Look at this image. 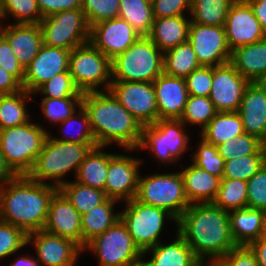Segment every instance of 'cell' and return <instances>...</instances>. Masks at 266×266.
Listing matches in <instances>:
<instances>
[{"label":"cell","instance_id":"1","mask_svg":"<svg viewBox=\"0 0 266 266\" xmlns=\"http://www.w3.org/2000/svg\"><path fill=\"white\" fill-rule=\"evenodd\" d=\"M176 226L200 261L219 262L236 246L230 232L229 212L213 203L191 204Z\"/></svg>","mask_w":266,"mask_h":266},{"label":"cell","instance_id":"2","mask_svg":"<svg viewBox=\"0 0 266 266\" xmlns=\"http://www.w3.org/2000/svg\"><path fill=\"white\" fill-rule=\"evenodd\" d=\"M58 188L17 175L0 186V221L21 229L26 235L43 230L49 203Z\"/></svg>","mask_w":266,"mask_h":266},{"label":"cell","instance_id":"3","mask_svg":"<svg viewBox=\"0 0 266 266\" xmlns=\"http://www.w3.org/2000/svg\"><path fill=\"white\" fill-rule=\"evenodd\" d=\"M82 107L97 146L107 147L116 142L125 152L137 149L142 126L109 90L83 93Z\"/></svg>","mask_w":266,"mask_h":266},{"label":"cell","instance_id":"4","mask_svg":"<svg viewBox=\"0 0 266 266\" xmlns=\"http://www.w3.org/2000/svg\"><path fill=\"white\" fill-rule=\"evenodd\" d=\"M95 147L97 144L57 141L49 132L42 150L27 176L34 181L51 184L59 189L67 182L63 179L64 176L71 170L76 176L80 164ZM47 180L53 182L49 183Z\"/></svg>","mask_w":266,"mask_h":266},{"label":"cell","instance_id":"5","mask_svg":"<svg viewBox=\"0 0 266 266\" xmlns=\"http://www.w3.org/2000/svg\"><path fill=\"white\" fill-rule=\"evenodd\" d=\"M164 53L148 38L140 37L111 61L112 81L153 82L164 72Z\"/></svg>","mask_w":266,"mask_h":266},{"label":"cell","instance_id":"6","mask_svg":"<svg viewBox=\"0 0 266 266\" xmlns=\"http://www.w3.org/2000/svg\"><path fill=\"white\" fill-rule=\"evenodd\" d=\"M48 134L44 126L33 121L0 130V149L17 175H27L33 168Z\"/></svg>","mask_w":266,"mask_h":266},{"label":"cell","instance_id":"7","mask_svg":"<svg viewBox=\"0 0 266 266\" xmlns=\"http://www.w3.org/2000/svg\"><path fill=\"white\" fill-rule=\"evenodd\" d=\"M141 176L140 174L135 199L143 204L162 208L178 220L190 206L180 171Z\"/></svg>","mask_w":266,"mask_h":266},{"label":"cell","instance_id":"8","mask_svg":"<svg viewBox=\"0 0 266 266\" xmlns=\"http://www.w3.org/2000/svg\"><path fill=\"white\" fill-rule=\"evenodd\" d=\"M69 72L81 93L106 91L112 83L111 60L90 42L71 50Z\"/></svg>","mask_w":266,"mask_h":266},{"label":"cell","instance_id":"9","mask_svg":"<svg viewBox=\"0 0 266 266\" xmlns=\"http://www.w3.org/2000/svg\"><path fill=\"white\" fill-rule=\"evenodd\" d=\"M82 250L93 252L99 266H141L142 258H145L121 218Z\"/></svg>","mask_w":266,"mask_h":266},{"label":"cell","instance_id":"10","mask_svg":"<svg viewBox=\"0 0 266 266\" xmlns=\"http://www.w3.org/2000/svg\"><path fill=\"white\" fill-rule=\"evenodd\" d=\"M187 127L180 119H162L143 126L136 150L149 149L153 158L163 163H176L188 148Z\"/></svg>","mask_w":266,"mask_h":266},{"label":"cell","instance_id":"11","mask_svg":"<svg viewBox=\"0 0 266 266\" xmlns=\"http://www.w3.org/2000/svg\"><path fill=\"white\" fill-rule=\"evenodd\" d=\"M124 204L125 209L120 212V218L142 253L161 242L159 237L166 219L177 224L176 218L162 208L143 204L135 198Z\"/></svg>","mask_w":266,"mask_h":266},{"label":"cell","instance_id":"12","mask_svg":"<svg viewBox=\"0 0 266 266\" xmlns=\"http://www.w3.org/2000/svg\"><path fill=\"white\" fill-rule=\"evenodd\" d=\"M43 44L72 50L89 42L90 25L81 8L61 11L44 17L39 23Z\"/></svg>","mask_w":266,"mask_h":266},{"label":"cell","instance_id":"13","mask_svg":"<svg viewBox=\"0 0 266 266\" xmlns=\"http://www.w3.org/2000/svg\"><path fill=\"white\" fill-rule=\"evenodd\" d=\"M109 91L142 127L159 120L153 82L112 81Z\"/></svg>","mask_w":266,"mask_h":266},{"label":"cell","instance_id":"14","mask_svg":"<svg viewBox=\"0 0 266 266\" xmlns=\"http://www.w3.org/2000/svg\"><path fill=\"white\" fill-rule=\"evenodd\" d=\"M188 42L201 66L215 67L230 62L231 50L224 26L190 23Z\"/></svg>","mask_w":266,"mask_h":266},{"label":"cell","instance_id":"15","mask_svg":"<svg viewBox=\"0 0 266 266\" xmlns=\"http://www.w3.org/2000/svg\"><path fill=\"white\" fill-rule=\"evenodd\" d=\"M142 159L131 155L115 154L109 160L104 192L119 202L136 197Z\"/></svg>","mask_w":266,"mask_h":266},{"label":"cell","instance_id":"16","mask_svg":"<svg viewBox=\"0 0 266 266\" xmlns=\"http://www.w3.org/2000/svg\"><path fill=\"white\" fill-rule=\"evenodd\" d=\"M139 38L126 20L117 17L92 25L89 42L112 61Z\"/></svg>","mask_w":266,"mask_h":266},{"label":"cell","instance_id":"17","mask_svg":"<svg viewBox=\"0 0 266 266\" xmlns=\"http://www.w3.org/2000/svg\"><path fill=\"white\" fill-rule=\"evenodd\" d=\"M249 83L230 62L215 66L209 98L218 112H238Z\"/></svg>","mask_w":266,"mask_h":266},{"label":"cell","instance_id":"18","mask_svg":"<svg viewBox=\"0 0 266 266\" xmlns=\"http://www.w3.org/2000/svg\"><path fill=\"white\" fill-rule=\"evenodd\" d=\"M224 28L227 44L231 51L266 38L260 22L245 0H235L231 4Z\"/></svg>","mask_w":266,"mask_h":266},{"label":"cell","instance_id":"19","mask_svg":"<svg viewBox=\"0 0 266 266\" xmlns=\"http://www.w3.org/2000/svg\"><path fill=\"white\" fill-rule=\"evenodd\" d=\"M33 243L41 266H75L82 248L74 241L49 234L44 230L27 235V245Z\"/></svg>","mask_w":266,"mask_h":266},{"label":"cell","instance_id":"20","mask_svg":"<svg viewBox=\"0 0 266 266\" xmlns=\"http://www.w3.org/2000/svg\"><path fill=\"white\" fill-rule=\"evenodd\" d=\"M70 52L43 44L37 56L25 68L22 88L33 94L55 75L69 70Z\"/></svg>","mask_w":266,"mask_h":266},{"label":"cell","instance_id":"21","mask_svg":"<svg viewBox=\"0 0 266 266\" xmlns=\"http://www.w3.org/2000/svg\"><path fill=\"white\" fill-rule=\"evenodd\" d=\"M45 232L68 238L82 248L81 214L58 190L49 203Z\"/></svg>","mask_w":266,"mask_h":266},{"label":"cell","instance_id":"22","mask_svg":"<svg viewBox=\"0 0 266 266\" xmlns=\"http://www.w3.org/2000/svg\"><path fill=\"white\" fill-rule=\"evenodd\" d=\"M159 120L180 119L189 94L185 79L162 73L153 81Z\"/></svg>","mask_w":266,"mask_h":266},{"label":"cell","instance_id":"23","mask_svg":"<svg viewBox=\"0 0 266 266\" xmlns=\"http://www.w3.org/2000/svg\"><path fill=\"white\" fill-rule=\"evenodd\" d=\"M0 34L9 42L20 65L25 69L37 56L43 45V33L39 24H15L2 27Z\"/></svg>","mask_w":266,"mask_h":266},{"label":"cell","instance_id":"24","mask_svg":"<svg viewBox=\"0 0 266 266\" xmlns=\"http://www.w3.org/2000/svg\"><path fill=\"white\" fill-rule=\"evenodd\" d=\"M238 113L245 133L261 141L266 139V91L250 82L245 88Z\"/></svg>","mask_w":266,"mask_h":266},{"label":"cell","instance_id":"25","mask_svg":"<svg viewBox=\"0 0 266 266\" xmlns=\"http://www.w3.org/2000/svg\"><path fill=\"white\" fill-rule=\"evenodd\" d=\"M230 232L236 245L249 246L264 236L266 211L241 208L229 212Z\"/></svg>","mask_w":266,"mask_h":266},{"label":"cell","instance_id":"26","mask_svg":"<svg viewBox=\"0 0 266 266\" xmlns=\"http://www.w3.org/2000/svg\"><path fill=\"white\" fill-rule=\"evenodd\" d=\"M185 195L191 204L213 203L220 188L221 178L193 163L180 171Z\"/></svg>","mask_w":266,"mask_h":266},{"label":"cell","instance_id":"27","mask_svg":"<svg viewBox=\"0 0 266 266\" xmlns=\"http://www.w3.org/2000/svg\"><path fill=\"white\" fill-rule=\"evenodd\" d=\"M152 252L149 261H142L141 266H196L200 260L194 255L191 247L177 232L176 239L170 244L159 242L143 252V256Z\"/></svg>","mask_w":266,"mask_h":266},{"label":"cell","instance_id":"28","mask_svg":"<svg viewBox=\"0 0 266 266\" xmlns=\"http://www.w3.org/2000/svg\"><path fill=\"white\" fill-rule=\"evenodd\" d=\"M191 18L174 16L154 18L148 38L164 53L188 42Z\"/></svg>","mask_w":266,"mask_h":266},{"label":"cell","instance_id":"29","mask_svg":"<svg viewBox=\"0 0 266 266\" xmlns=\"http://www.w3.org/2000/svg\"><path fill=\"white\" fill-rule=\"evenodd\" d=\"M230 63L249 82L266 72V38L231 51Z\"/></svg>","mask_w":266,"mask_h":266},{"label":"cell","instance_id":"30","mask_svg":"<svg viewBox=\"0 0 266 266\" xmlns=\"http://www.w3.org/2000/svg\"><path fill=\"white\" fill-rule=\"evenodd\" d=\"M103 149L105 147L97 146L89 152L74 176L76 182L104 191L109 160L115 154L104 152Z\"/></svg>","mask_w":266,"mask_h":266},{"label":"cell","instance_id":"31","mask_svg":"<svg viewBox=\"0 0 266 266\" xmlns=\"http://www.w3.org/2000/svg\"><path fill=\"white\" fill-rule=\"evenodd\" d=\"M116 203L118 200L108 198L104 203L81 215L82 249L120 219V212L114 213Z\"/></svg>","mask_w":266,"mask_h":266},{"label":"cell","instance_id":"32","mask_svg":"<svg viewBox=\"0 0 266 266\" xmlns=\"http://www.w3.org/2000/svg\"><path fill=\"white\" fill-rule=\"evenodd\" d=\"M243 133H245L243 123L238 112H218L208 125L200 131V137L206 143L218 146Z\"/></svg>","mask_w":266,"mask_h":266},{"label":"cell","instance_id":"33","mask_svg":"<svg viewBox=\"0 0 266 266\" xmlns=\"http://www.w3.org/2000/svg\"><path fill=\"white\" fill-rule=\"evenodd\" d=\"M34 100L25 89L13 94H0V130L30 121L27 101Z\"/></svg>","mask_w":266,"mask_h":266},{"label":"cell","instance_id":"34","mask_svg":"<svg viewBox=\"0 0 266 266\" xmlns=\"http://www.w3.org/2000/svg\"><path fill=\"white\" fill-rule=\"evenodd\" d=\"M199 67L201 65L189 42L164 52L163 68L167 75L185 78Z\"/></svg>","mask_w":266,"mask_h":266},{"label":"cell","instance_id":"35","mask_svg":"<svg viewBox=\"0 0 266 266\" xmlns=\"http://www.w3.org/2000/svg\"><path fill=\"white\" fill-rule=\"evenodd\" d=\"M126 20L140 37H148L154 22L152 5L144 0H120L119 16Z\"/></svg>","mask_w":266,"mask_h":266},{"label":"cell","instance_id":"36","mask_svg":"<svg viewBox=\"0 0 266 266\" xmlns=\"http://www.w3.org/2000/svg\"><path fill=\"white\" fill-rule=\"evenodd\" d=\"M58 190L81 215L108 199L104 191L82 185L76 181H67Z\"/></svg>","mask_w":266,"mask_h":266},{"label":"cell","instance_id":"37","mask_svg":"<svg viewBox=\"0 0 266 266\" xmlns=\"http://www.w3.org/2000/svg\"><path fill=\"white\" fill-rule=\"evenodd\" d=\"M235 0H192L191 23L224 26L229 8Z\"/></svg>","mask_w":266,"mask_h":266},{"label":"cell","instance_id":"38","mask_svg":"<svg viewBox=\"0 0 266 266\" xmlns=\"http://www.w3.org/2000/svg\"><path fill=\"white\" fill-rule=\"evenodd\" d=\"M213 204L225 211L247 207V181L222 178Z\"/></svg>","mask_w":266,"mask_h":266},{"label":"cell","instance_id":"39","mask_svg":"<svg viewBox=\"0 0 266 266\" xmlns=\"http://www.w3.org/2000/svg\"><path fill=\"white\" fill-rule=\"evenodd\" d=\"M8 16L15 24H39L43 19L36 0H1L0 23Z\"/></svg>","mask_w":266,"mask_h":266},{"label":"cell","instance_id":"40","mask_svg":"<svg viewBox=\"0 0 266 266\" xmlns=\"http://www.w3.org/2000/svg\"><path fill=\"white\" fill-rule=\"evenodd\" d=\"M218 113L209 97L189 95L180 120L185 124L200 125L202 131Z\"/></svg>","mask_w":266,"mask_h":266},{"label":"cell","instance_id":"41","mask_svg":"<svg viewBox=\"0 0 266 266\" xmlns=\"http://www.w3.org/2000/svg\"><path fill=\"white\" fill-rule=\"evenodd\" d=\"M77 111L78 114H77ZM72 116L67 118L65 121L60 123V128H65L67 130V134L65 130H60V133H64L65 135L62 138L52 137L53 139L57 141H63V142H73V143H79V144H96V141L94 139V134L91 129L89 117L86 113V111L81 106L79 110H77ZM80 121V122H79ZM81 123V125H80ZM78 128H76L77 126ZM76 126V127H75ZM82 126V127H81ZM76 128V135H72L71 132L68 131L71 129ZM75 131V130H74ZM73 131V132H74ZM70 135H69V134Z\"/></svg>","mask_w":266,"mask_h":266},{"label":"cell","instance_id":"42","mask_svg":"<svg viewBox=\"0 0 266 266\" xmlns=\"http://www.w3.org/2000/svg\"><path fill=\"white\" fill-rule=\"evenodd\" d=\"M218 152L225 161L239 156L263 154L262 141L253 135L243 133L217 146Z\"/></svg>","mask_w":266,"mask_h":266},{"label":"cell","instance_id":"43","mask_svg":"<svg viewBox=\"0 0 266 266\" xmlns=\"http://www.w3.org/2000/svg\"><path fill=\"white\" fill-rule=\"evenodd\" d=\"M37 93H42L43 98L53 99L83 97V93L76 87L69 70L55 75L42 84L32 95Z\"/></svg>","mask_w":266,"mask_h":266},{"label":"cell","instance_id":"44","mask_svg":"<svg viewBox=\"0 0 266 266\" xmlns=\"http://www.w3.org/2000/svg\"><path fill=\"white\" fill-rule=\"evenodd\" d=\"M264 165V154L239 156L225 161L222 178L248 181Z\"/></svg>","mask_w":266,"mask_h":266},{"label":"cell","instance_id":"45","mask_svg":"<svg viewBox=\"0 0 266 266\" xmlns=\"http://www.w3.org/2000/svg\"><path fill=\"white\" fill-rule=\"evenodd\" d=\"M42 113L52 123L60 124L72 116L82 106V97L43 98L41 101Z\"/></svg>","mask_w":266,"mask_h":266},{"label":"cell","instance_id":"46","mask_svg":"<svg viewBox=\"0 0 266 266\" xmlns=\"http://www.w3.org/2000/svg\"><path fill=\"white\" fill-rule=\"evenodd\" d=\"M191 157V162L198 168L222 179L225 160L219 154L217 146L210 145L201 138L197 152L192 153Z\"/></svg>","mask_w":266,"mask_h":266},{"label":"cell","instance_id":"47","mask_svg":"<svg viewBox=\"0 0 266 266\" xmlns=\"http://www.w3.org/2000/svg\"><path fill=\"white\" fill-rule=\"evenodd\" d=\"M120 0H82V10L90 27L119 16Z\"/></svg>","mask_w":266,"mask_h":266},{"label":"cell","instance_id":"48","mask_svg":"<svg viewBox=\"0 0 266 266\" xmlns=\"http://www.w3.org/2000/svg\"><path fill=\"white\" fill-rule=\"evenodd\" d=\"M27 246V235L19 228L0 221V260Z\"/></svg>","mask_w":266,"mask_h":266},{"label":"cell","instance_id":"49","mask_svg":"<svg viewBox=\"0 0 266 266\" xmlns=\"http://www.w3.org/2000/svg\"><path fill=\"white\" fill-rule=\"evenodd\" d=\"M247 207L266 211V165L247 181Z\"/></svg>","mask_w":266,"mask_h":266},{"label":"cell","instance_id":"50","mask_svg":"<svg viewBox=\"0 0 266 266\" xmlns=\"http://www.w3.org/2000/svg\"><path fill=\"white\" fill-rule=\"evenodd\" d=\"M184 79L189 95L209 97L213 79V67L201 66Z\"/></svg>","mask_w":266,"mask_h":266},{"label":"cell","instance_id":"51","mask_svg":"<svg viewBox=\"0 0 266 266\" xmlns=\"http://www.w3.org/2000/svg\"><path fill=\"white\" fill-rule=\"evenodd\" d=\"M192 0H156L152 4L154 18L183 16L190 14Z\"/></svg>","mask_w":266,"mask_h":266},{"label":"cell","instance_id":"52","mask_svg":"<svg viewBox=\"0 0 266 266\" xmlns=\"http://www.w3.org/2000/svg\"><path fill=\"white\" fill-rule=\"evenodd\" d=\"M0 66L12 74L21 84L25 69L20 65L9 42L0 34Z\"/></svg>","mask_w":266,"mask_h":266},{"label":"cell","instance_id":"53","mask_svg":"<svg viewBox=\"0 0 266 266\" xmlns=\"http://www.w3.org/2000/svg\"><path fill=\"white\" fill-rule=\"evenodd\" d=\"M221 266H258L250 246L236 245L219 262Z\"/></svg>","mask_w":266,"mask_h":266},{"label":"cell","instance_id":"54","mask_svg":"<svg viewBox=\"0 0 266 266\" xmlns=\"http://www.w3.org/2000/svg\"><path fill=\"white\" fill-rule=\"evenodd\" d=\"M42 18L61 11L82 8V0H36Z\"/></svg>","mask_w":266,"mask_h":266},{"label":"cell","instance_id":"55","mask_svg":"<svg viewBox=\"0 0 266 266\" xmlns=\"http://www.w3.org/2000/svg\"><path fill=\"white\" fill-rule=\"evenodd\" d=\"M22 89V84L0 66V94H13Z\"/></svg>","mask_w":266,"mask_h":266},{"label":"cell","instance_id":"56","mask_svg":"<svg viewBox=\"0 0 266 266\" xmlns=\"http://www.w3.org/2000/svg\"><path fill=\"white\" fill-rule=\"evenodd\" d=\"M251 7L253 14L260 22L263 32L266 34V0H245Z\"/></svg>","mask_w":266,"mask_h":266},{"label":"cell","instance_id":"57","mask_svg":"<svg viewBox=\"0 0 266 266\" xmlns=\"http://www.w3.org/2000/svg\"><path fill=\"white\" fill-rule=\"evenodd\" d=\"M249 246L256 256L258 266H266V238L260 237Z\"/></svg>","mask_w":266,"mask_h":266},{"label":"cell","instance_id":"58","mask_svg":"<svg viewBox=\"0 0 266 266\" xmlns=\"http://www.w3.org/2000/svg\"><path fill=\"white\" fill-rule=\"evenodd\" d=\"M17 174L7 164L5 157L0 149V186L14 179Z\"/></svg>","mask_w":266,"mask_h":266},{"label":"cell","instance_id":"59","mask_svg":"<svg viewBox=\"0 0 266 266\" xmlns=\"http://www.w3.org/2000/svg\"><path fill=\"white\" fill-rule=\"evenodd\" d=\"M10 266H41L38 260L34 257H29L28 255H23L17 258Z\"/></svg>","mask_w":266,"mask_h":266},{"label":"cell","instance_id":"60","mask_svg":"<svg viewBox=\"0 0 266 266\" xmlns=\"http://www.w3.org/2000/svg\"><path fill=\"white\" fill-rule=\"evenodd\" d=\"M261 89L266 91V72L254 81Z\"/></svg>","mask_w":266,"mask_h":266},{"label":"cell","instance_id":"61","mask_svg":"<svg viewBox=\"0 0 266 266\" xmlns=\"http://www.w3.org/2000/svg\"><path fill=\"white\" fill-rule=\"evenodd\" d=\"M262 150L264 154V165H266V139L262 141Z\"/></svg>","mask_w":266,"mask_h":266},{"label":"cell","instance_id":"62","mask_svg":"<svg viewBox=\"0 0 266 266\" xmlns=\"http://www.w3.org/2000/svg\"><path fill=\"white\" fill-rule=\"evenodd\" d=\"M196 266H212L211 261H200Z\"/></svg>","mask_w":266,"mask_h":266},{"label":"cell","instance_id":"63","mask_svg":"<svg viewBox=\"0 0 266 266\" xmlns=\"http://www.w3.org/2000/svg\"><path fill=\"white\" fill-rule=\"evenodd\" d=\"M145 2H147L148 4L152 5L156 0H144Z\"/></svg>","mask_w":266,"mask_h":266},{"label":"cell","instance_id":"64","mask_svg":"<svg viewBox=\"0 0 266 266\" xmlns=\"http://www.w3.org/2000/svg\"><path fill=\"white\" fill-rule=\"evenodd\" d=\"M212 266H221L218 262H212Z\"/></svg>","mask_w":266,"mask_h":266},{"label":"cell","instance_id":"65","mask_svg":"<svg viewBox=\"0 0 266 266\" xmlns=\"http://www.w3.org/2000/svg\"><path fill=\"white\" fill-rule=\"evenodd\" d=\"M264 238H266V221H265V230H264Z\"/></svg>","mask_w":266,"mask_h":266}]
</instances>
